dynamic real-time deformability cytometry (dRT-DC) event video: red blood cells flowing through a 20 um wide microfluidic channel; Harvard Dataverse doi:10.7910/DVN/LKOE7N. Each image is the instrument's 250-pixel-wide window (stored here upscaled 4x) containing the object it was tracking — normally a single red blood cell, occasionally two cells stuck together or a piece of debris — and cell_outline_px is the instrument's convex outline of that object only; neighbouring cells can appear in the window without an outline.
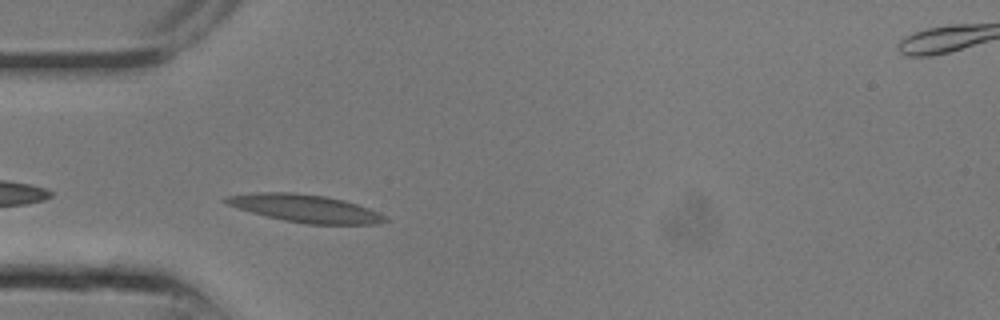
{"species": "common noctule bat (a hibernating species)", "species_latin": "Nyctalus noctula", "temperature_condition": "room temperature", "stored_images_in_passage": 6, "camera_frame_rate_fps": 3000, "um_per_image_px": 0.085, "animal": {"sex": "male", "body_mass_g": 13.3}, "frame": {"image": 1, "passage_image": 5, "time_ms": 1.333, "image_size_px": [1000, 320], "cell_outline_px": [[388, 220], [376, 224], [304, 224], [284, 220], [236, 208], [220, 200], [224, 196], [256, 192], [292, 192], [328, 196], [344, 200], [380, 212]], "centroid_in_image_um": [25.91, 17.7], "position_along_channel_um": 59.1, "area_um2": 25.72}}